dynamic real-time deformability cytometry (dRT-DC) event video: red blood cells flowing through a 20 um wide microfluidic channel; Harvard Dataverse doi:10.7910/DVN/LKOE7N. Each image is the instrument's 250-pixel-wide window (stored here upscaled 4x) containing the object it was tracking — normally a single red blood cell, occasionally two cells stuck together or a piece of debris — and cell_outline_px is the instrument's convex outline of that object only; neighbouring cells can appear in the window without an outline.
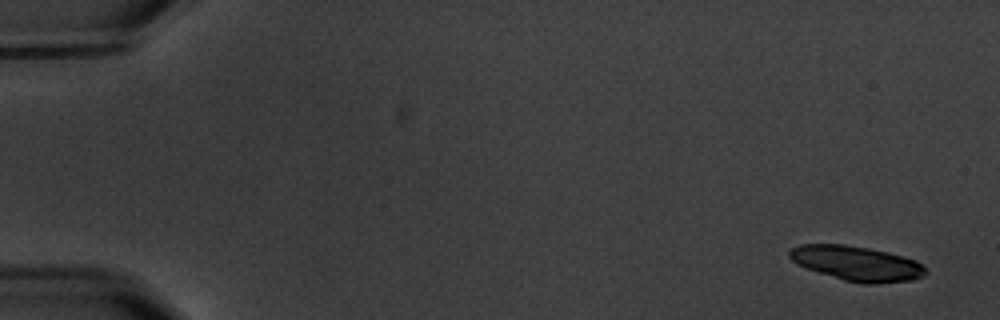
{"species": "common noctule bat (a hibernating species)", "species_latin": "Nyctalus noctula", "temperature_condition": "warm", "stored_images_in_passage": 6, "camera_frame_rate_fps": 3000, "um_per_image_px": 0.085, "animal": {"sex": "male", "body_mass_g": 20.1, "forearm_length_mm": 53.5}, "frame": {"image": 1, "passage_image": 1, "time_ms": 0.0, "image_size_px": [1000, 320], "cell_outline_px": [[928, 272], [924, 276], [912, 280], [876, 284], [864, 284], [844, 280], [796, 264], [788, 256], [788, 252], [792, 248], [800, 244], [844, 244], [868, 248], [888, 252], [904, 256], [916, 260]], "centroid_in_image_um": [72.84, 22.38], "position_along_channel_um": 12.2, "area_um2": 27.51}}